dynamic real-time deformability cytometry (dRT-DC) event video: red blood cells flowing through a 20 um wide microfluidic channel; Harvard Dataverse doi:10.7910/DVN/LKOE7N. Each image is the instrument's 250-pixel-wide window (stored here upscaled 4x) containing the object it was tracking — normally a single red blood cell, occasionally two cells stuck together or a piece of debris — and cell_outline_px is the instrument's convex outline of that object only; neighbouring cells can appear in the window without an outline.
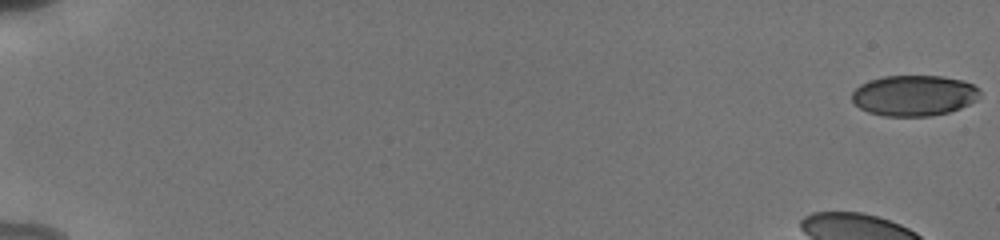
{"species": "human", "species_latin": "Homo sapiens", "temperature_condition": "cold", "stored_images_in_passage": 29, "camera_frame_rate_fps": 3000, "um_per_image_px": 0.085, "donor": {"sex": "male"}, "frame": {"image": 1, "passage_image": 1, "time_ms": 0.0, "image_size_px": [1000, 240], "cell_outline_px": [[980, 92], [976, 100], [960, 108], [948, 112], [928, 116], [884, 116], [868, 112], [860, 108], [852, 100], [852, 92], [860, 84], [868, 80], [884, 76], [940, 76], [960, 80], [972, 84], [980, 88]], "centroid_in_image_um": [77.67, 8.11], "position_along_channel_um": 7.3, "area_um2": 30.29}}